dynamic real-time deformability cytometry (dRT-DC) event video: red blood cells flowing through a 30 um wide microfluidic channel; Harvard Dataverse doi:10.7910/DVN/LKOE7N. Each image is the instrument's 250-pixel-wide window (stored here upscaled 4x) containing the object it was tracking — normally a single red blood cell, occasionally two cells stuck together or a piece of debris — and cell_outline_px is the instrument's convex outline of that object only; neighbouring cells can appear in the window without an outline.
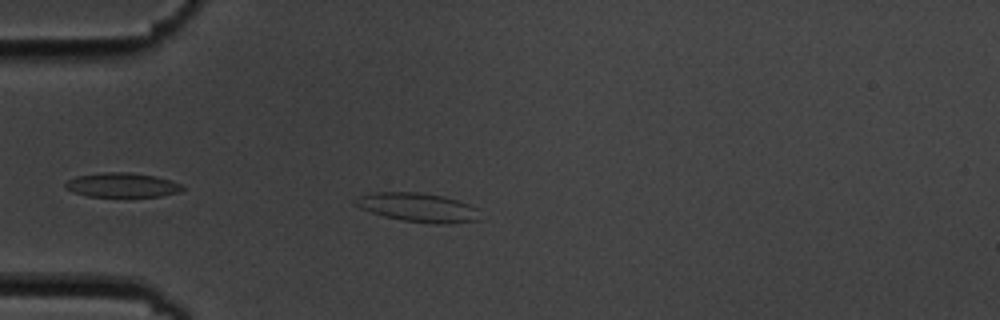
{"species": "common noctule bat (a hibernating species)", "species_latin": "Nyctalus noctula", "temperature_condition": "cold", "stored_images_in_passage": 30, "camera_frame_rate_fps": 3000, "um_per_image_px": 0.085, "animal": {"sex": "male", "body_mass_g": 19.5, "forearm_length_mm": 54.6}, "frame": {"image": 1, "passage_image": 4, "time_ms": 1.0, "image_size_px": [1000, 320], "cell_outline_px": [[480, 220], [448, 224], [436, 224], [404, 220], [384, 216], [360, 208], [352, 204], [352, 200], [356, 196], [372, 192], [416, 192], [444, 196], [468, 204], [476, 208]], "centroid_in_image_um": [35.46, 17.62], "position_along_channel_um": 49.5, "area_um2": 21.04}}
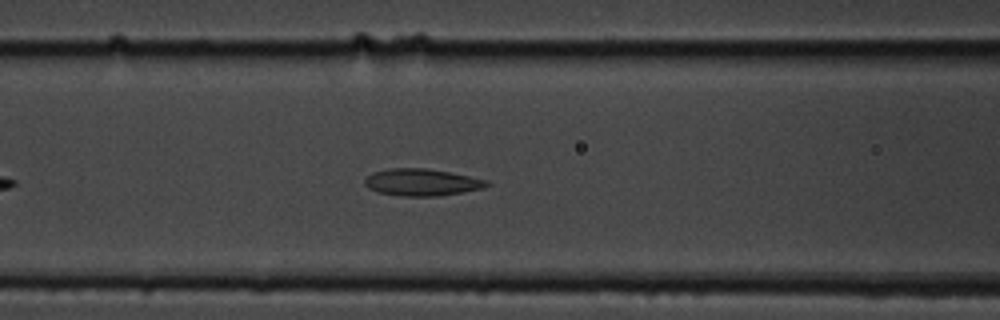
{"frame": {"image": 2, "passage_image": 12, "time_ms": 3.667, "image_size_px": [1000, 320], "cell_outline_px": [[492, 184], [484, 188], [440, 196], [400, 196], [376, 192], [368, 188], [364, 184], [364, 180], [372, 172], [388, 168], [428, 168], [488, 180]], "centroid_in_image_um": [35.84, 15.5], "position_along_channel_um": 130.8, "area_um2": 19.36}}
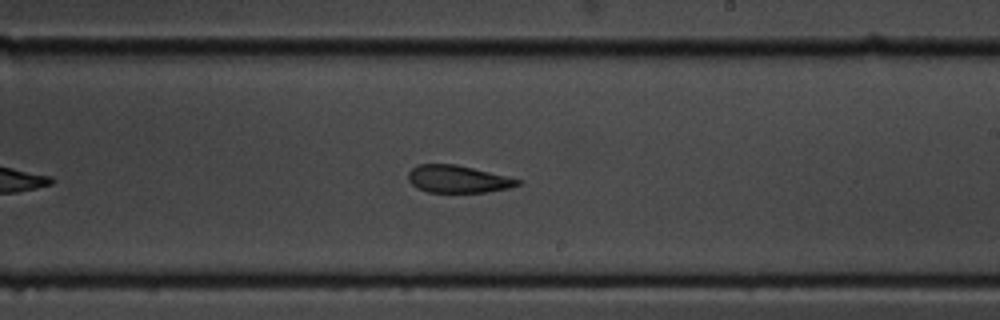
{"frame": {"image": 3, "passage_image": 22, "time_ms": 7.0, "image_size_px": [1000, 320], "cell_outline_px": [[520, 184], [508, 188], [484, 192], [428, 192], [416, 188], [408, 180], [408, 172], [412, 168], [420, 164], [456, 164], [520, 180]], "centroid_in_image_um": [38.85, 15.22], "position_along_channel_um": 250.2, "area_um2": 17.17}}